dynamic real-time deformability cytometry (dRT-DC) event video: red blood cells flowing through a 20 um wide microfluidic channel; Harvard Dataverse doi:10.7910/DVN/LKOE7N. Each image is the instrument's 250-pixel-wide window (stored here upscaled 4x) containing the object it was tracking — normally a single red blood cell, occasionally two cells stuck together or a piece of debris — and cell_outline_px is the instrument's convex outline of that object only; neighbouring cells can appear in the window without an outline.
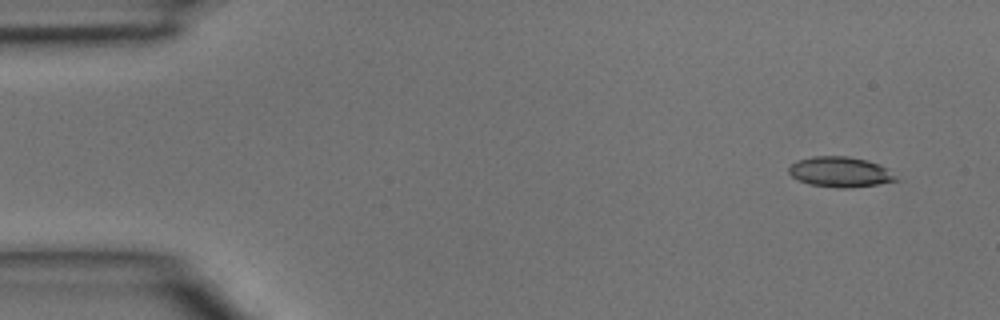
{"species": "common noctule bat (a hibernating species)", "species_latin": "Nyctalus noctula", "temperature_condition": "room temperature", "stored_images_in_passage": 4, "camera_frame_rate_fps": 3000, "um_per_image_px": 0.085, "animal": {"sex": "male", "body_mass_g": 15.6}, "frame": {"image": 1, "passage_image": 1, "time_ms": 0.0, "image_size_px": [1000, 320], "cell_outline_px": [[900, 180], [852, 188], [836, 188], [808, 184], [792, 176], [788, 172], [788, 168], [796, 160], [812, 156], [848, 156], [864, 160], [876, 164], [884, 168]], "centroid_in_image_um": [71.35, 14.62], "position_along_channel_um": 13.7, "area_um2": 18.67}}
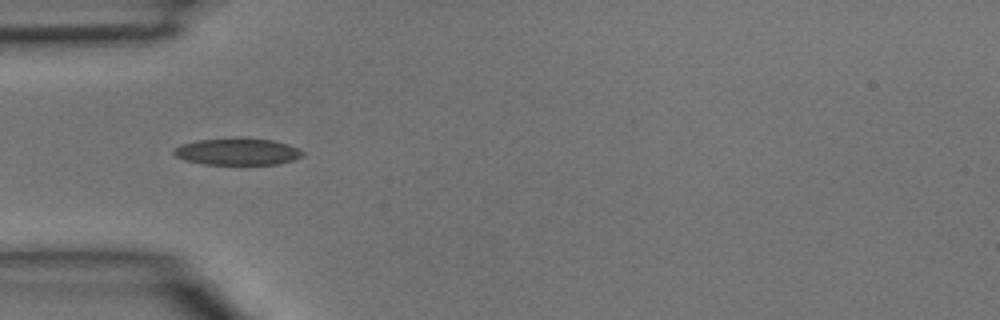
{"frame": {"image": 2, "passage_image": 3, "time_ms": 0.667, "image_size_px": [1000, 320], "cell_outline_px": [[304, 156], [292, 160], [276, 164], [204, 164], [184, 160], [176, 156], [172, 152], [180, 144], [196, 140], [272, 140], [288, 144], [304, 152]], "centroid_in_image_um": [20.17, 12.92], "position_along_channel_um": 64.8, "area_um2": 19.36}}